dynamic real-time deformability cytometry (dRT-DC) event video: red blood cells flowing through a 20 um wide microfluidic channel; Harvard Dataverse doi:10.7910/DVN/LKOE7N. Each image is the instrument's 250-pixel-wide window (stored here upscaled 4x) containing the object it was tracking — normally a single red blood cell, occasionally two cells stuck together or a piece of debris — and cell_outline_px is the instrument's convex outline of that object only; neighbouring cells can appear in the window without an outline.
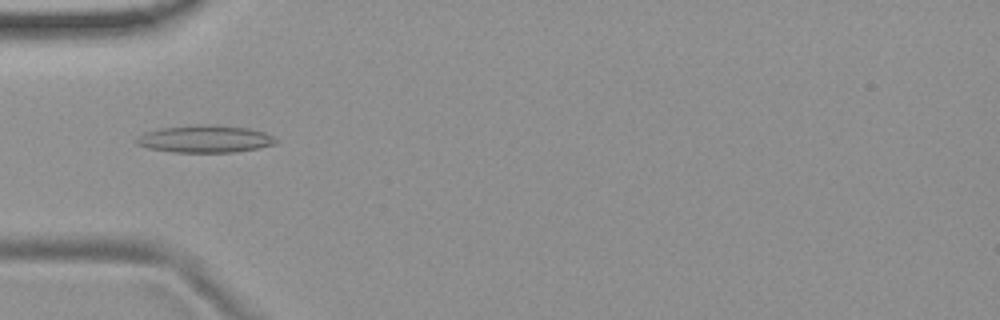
{"species": "common noctule bat (a hibernating species)", "species_latin": "Nyctalus noctula", "temperature_condition": "room temperature", "stored_images_in_passage": 48, "camera_frame_rate_fps": 3000, "um_per_image_px": 0.085, "animal": {"sex": "female", "body_mass_g": 19.9}, "frame": {"image": 1, "passage_image": 12, "time_ms": 3.667, "image_size_px": [1000, 320], "cell_outline_px": [[280, 140], [276, 144], [236, 152], [172, 152], [148, 148], [136, 144], [136, 140], [144, 132], [160, 128], [196, 124], [216, 124], [248, 128], [264, 132]], "centroid_in_image_um": [17.44, 11.8], "position_along_channel_um": 67.6, "area_um2": 22.37}}
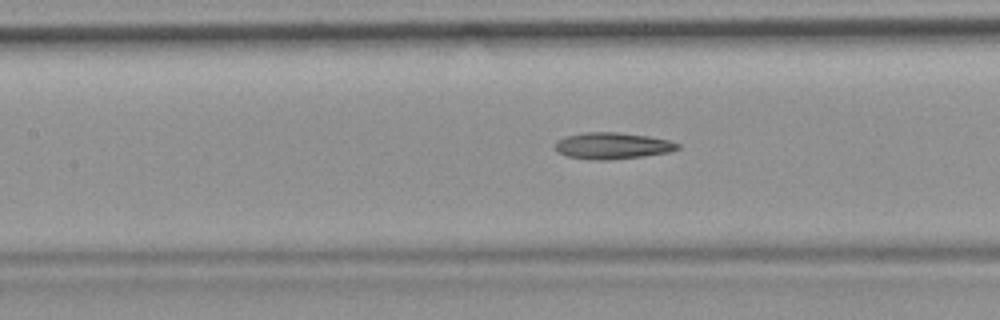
{"frame": {"image": 2, "passage_image": 19, "time_ms": 6.0, "image_size_px": [1000, 320], "cell_outline_px": [[680, 148], [668, 152], [644, 156], [608, 160], [592, 160], [568, 156], [556, 152], [556, 140], [564, 136], [584, 132], [616, 132], [648, 136], [668, 140], [680, 144]], "centroid_in_image_um": [52.03, 12.39], "position_along_channel_um": 155.4, "area_um2": 18.96}}
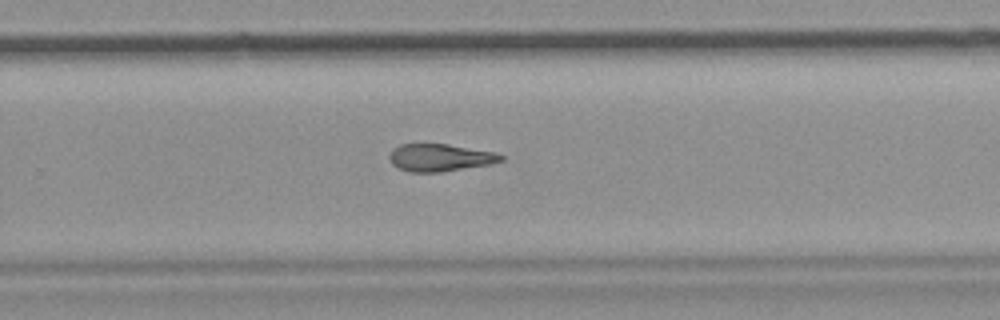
{"frame": {"image": 3, "passage_image": 30, "time_ms": 9.667, "image_size_px": [1000, 320], "cell_outline_px": [[504, 160], [492, 164], [440, 172], [408, 172], [392, 164], [388, 156], [392, 148], [400, 144], [448, 144], [496, 152], [504, 156]], "centroid_in_image_um": [37.41, 13.39], "position_along_channel_um": 292.4, "area_um2": 17.98}}